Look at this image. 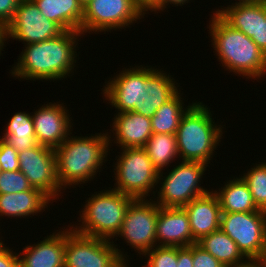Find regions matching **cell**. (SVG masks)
<instances>
[{
	"instance_id": "f35d334b",
	"label": "cell",
	"mask_w": 266,
	"mask_h": 267,
	"mask_svg": "<svg viewBox=\"0 0 266 267\" xmlns=\"http://www.w3.org/2000/svg\"><path fill=\"white\" fill-rule=\"evenodd\" d=\"M7 41L6 26L0 21V55L4 49V43Z\"/></svg>"
},
{
	"instance_id": "30bf717a",
	"label": "cell",
	"mask_w": 266,
	"mask_h": 267,
	"mask_svg": "<svg viewBox=\"0 0 266 267\" xmlns=\"http://www.w3.org/2000/svg\"><path fill=\"white\" fill-rule=\"evenodd\" d=\"M220 229L246 259H259L266 247V212H222Z\"/></svg>"
},
{
	"instance_id": "d590c367",
	"label": "cell",
	"mask_w": 266,
	"mask_h": 267,
	"mask_svg": "<svg viewBox=\"0 0 266 267\" xmlns=\"http://www.w3.org/2000/svg\"><path fill=\"white\" fill-rule=\"evenodd\" d=\"M18 258V253L5 246L0 251V267H14L18 264Z\"/></svg>"
},
{
	"instance_id": "7a4b0ae2",
	"label": "cell",
	"mask_w": 266,
	"mask_h": 267,
	"mask_svg": "<svg viewBox=\"0 0 266 267\" xmlns=\"http://www.w3.org/2000/svg\"><path fill=\"white\" fill-rule=\"evenodd\" d=\"M81 35L80 31L65 30L46 41L24 45L10 72L12 77L33 81L65 80L76 67L77 38H82Z\"/></svg>"
},
{
	"instance_id": "5b68a950",
	"label": "cell",
	"mask_w": 266,
	"mask_h": 267,
	"mask_svg": "<svg viewBox=\"0 0 266 267\" xmlns=\"http://www.w3.org/2000/svg\"><path fill=\"white\" fill-rule=\"evenodd\" d=\"M208 109L203 102L196 101L182 116L176 132L177 151L182 161L207 165L214 157V149L221 142L224 127L213 122Z\"/></svg>"
},
{
	"instance_id": "bcb514c9",
	"label": "cell",
	"mask_w": 266,
	"mask_h": 267,
	"mask_svg": "<svg viewBox=\"0 0 266 267\" xmlns=\"http://www.w3.org/2000/svg\"><path fill=\"white\" fill-rule=\"evenodd\" d=\"M14 267H22V266L18 263Z\"/></svg>"
},
{
	"instance_id": "4316f807",
	"label": "cell",
	"mask_w": 266,
	"mask_h": 267,
	"mask_svg": "<svg viewBox=\"0 0 266 267\" xmlns=\"http://www.w3.org/2000/svg\"><path fill=\"white\" fill-rule=\"evenodd\" d=\"M143 148L158 172L166 166L168 168L170 163L179 158L174 134L153 133Z\"/></svg>"
},
{
	"instance_id": "ee69618b",
	"label": "cell",
	"mask_w": 266,
	"mask_h": 267,
	"mask_svg": "<svg viewBox=\"0 0 266 267\" xmlns=\"http://www.w3.org/2000/svg\"><path fill=\"white\" fill-rule=\"evenodd\" d=\"M81 5L82 7H84L85 5H87V3H89L91 0H77Z\"/></svg>"
},
{
	"instance_id": "5bb4252c",
	"label": "cell",
	"mask_w": 266,
	"mask_h": 267,
	"mask_svg": "<svg viewBox=\"0 0 266 267\" xmlns=\"http://www.w3.org/2000/svg\"><path fill=\"white\" fill-rule=\"evenodd\" d=\"M63 30L41 14L33 0L20 1L13 19L6 26L7 40L23 41L24 45L42 42L61 34Z\"/></svg>"
},
{
	"instance_id": "7bdbcfd3",
	"label": "cell",
	"mask_w": 266,
	"mask_h": 267,
	"mask_svg": "<svg viewBox=\"0 0 266 267\" xmlns=\"http://www.w3.org/2000/svg\"><path fill=\"white\" fill-rule=\"evenodd\" d=\"M259 0H238V2L236 1L235 3L241 4V3H253V2H257Z\"/></svg>"
},
{
	"instance_id": "4dcf8cb0",
	"label": "cell",
	"mask_w": 266,
	"mask_h": 267,
	"mask_svg": "<svg viewBox=\"0 0 266 267\" xmlns=\"http://www.w3.org/2000/svg\"><path fill=\"white\" fill-rule=\"evenodd\" d=\"M18 152L0 138V166L1 171H17L20 168Z\"/></svg>"
},
{
	"instance_id": "8fae6325",
	"label": "cell",
	"mask_w": 266,
	"mask_h": 267,
	"mask_svg": "<svg viewBox=\"0 0 266 267\" xmlns=\"http://www.w3.org/2000/svg\"><path fill=\"white\" fill-rule=\"evenodd\" d=\"M142 17L144 15L133 0H91L83 7L82 34H105L106 31L111 32V29L130 27Z\"/></svg>"
},
{
	"instance_id": "8992f818",
	"label": "cell",
	"mask_w": 266,
	"mask_h": 267,
	"mask_svg": "<svg viewBox=\"0 0 266 267\" xmlns=\"http://www.w3.org/2000/svg\"><path fill=\"white\" fill-rule=\"evenodd\" d=\"M95 192L89 197L80 212V226L72 225L73 229L82 235L101 238L105 240L114 239L119 233L126 211L134 200L119 191L111 189ZM82 213V214H81ZM112 238V239H111Z\"/></svg>"
},
{
	"instance_id": "3957f363",
	"label": "cell",
	"mask_w": 266,
	"mask_h": 267,
	"mask_svg": "<svg viewBox=\"0 0 266 267\" xmlns=\"http://www.w3.org/2000/svg\"><path fill=\"white\" fill-rule=\"evenodd\" d=\"M69 136L55 149L57 178L64 190L93 180L107 160L113 141L111 132L109 135L106 132L89 137Z\"/></svg>"
},
{
	"instance_id": "603a6c76",
	"label": "cell",
	"mask_w": 266,
	"mask_h": 267,
	"mask_svg": "<svg viewBox=\"0 0 266 267\" xmlns=\"http://www.w3.org/2000/svg\"><path fill=\"white\" fill-rule=\"evenodd\" d=\"M219 190V192H218ZM214 193L218 197L222 212H254L259 211L247 183L242 177H234Z\"/></svg>"
},
{
	"instance_id": "44dd1931",
	"label": "cell",
	"mask_w": 266,
	"mask_h": 267,
	"mask_svg": "<svg viewBox=\"0 0 266 267\" xmlns=\"http://www.w3.org/2000/svg\"><path fill=\"white\" fill-rule=\"evenodd\" d=\"M42 15L55 22L63 31L82 33L83 7L77 0H33Z\"/></svg>"
},
{
	"instance_id": "ffe728a7",
	"label": "cell",
	"mask_w": 266,
	"mask_h": 267,
	"mask_svg": "<svg viewBox=\"0 0 266 267\" xmlns=\"http://www.w3.org/2000/svg\"><path fill=\"white\" fill-rule=\"evenodd\" d=\"M52 200L39 189L18 193L0 194V217H32L45 211Z\"/></svg>"
},
{
	"instance_id": "1f68e13d",
	"label": "cell",
	"mask_w": 266,
	"mask_h": 267,
	"mask_svg": "<svg viewBox=\"0 0 266 267\" xmlns=\"http://www.w3.org/2000/svg\"><path fill=\"white\" fill-rule=\"evenodd\" d=\"M193 267H226L197 243L193 244Z\"/></svg>"
},
{
	"instance_id": "2e32d148",
	"label": "cell",
	"mask_w": 266,
	"mask_h": 267,
	"mask_svg": "<svg viewBox=\"0 0 266 267\" xmlns=\"http://www.w3.org/2000/svg\"><path fill=\"white\" fill-rule=\"evenodd\" d=\"M156 242L158 246L176 247H187L197 243L193 239L189 217L183 207L159 206Z\"/></svg>"
},
{
	"instance_id": "ac0fdd59",
	"label": "cell",
	"mask_w": 266,
	"mask_h": 267,
	"mask_svg": "<svg viewBox=\"0 0 266 267\" xmlns=\"http://www.w3.org/2000/svg\"><path fill=\"white\" fill-rule=\"evenodd\" d=\"M23 249L18 253V263L22 267H64L65 227L63 231L54 232Z\"/></svg>"
},
{
	"instance_id": "d6a6232c",
	"label": "cell",
	"mask_w": 266,
	"mask_h": 267,
	"mask_svg": "<svg viewBox=\"0 0 266 267\" xmlns=\"http://www.w3.org/2000/svg\"><path fill=\"white\" fill-rule=\"evenodd\" d=\"M266 54V0H259L258 39H252Z\"/></svg>"
},
{
	"instance_id": "9a60e30c",
	"label": "cell",
	"mask_w": 266,
	"mask_h": 267,
	"mask_svg": "<svg viewBox=\"0 0 266 267\" xmlns=\"http://www.w3.org/2000/svg\"><path fill=\"white\" fill-rule=\"evenodd\" d=\"M37 110L32 114L36 142L55 150L68 138V135H72V117L69 116L63 103L50 102Z\"/></svg>"
},
{
	"instance_id": "e0dca14e",
	"label": "cell",
	"mask_w": 266,
	"mask_h": 267,
	"mask_svg": "<svg viewBox=\"0 0 266 267\" xmlns=\"http://www.w3.org/2000/svg\"><path fill=\"white\" fill-rule=\"evenodd\" d=\"M183 208L188 214L190 229L196 242L220 229L222 211L214 190L196 197Z\"/></svg>"
},
{
	"instance_id": "d6986e66",
	"label": "cell",
	"mask_w": 266,
	"mask_h": 267,
	"mask_svg": "<svg viewBox=\"0 0 266 267\" xmlns=\"http://www.w3.org/2000/svg\"><path fill=\"white\" fill-rule=\"evenodd\" d=\"M115 115L111 129L114 142L121 148H143L153 134L151 118L134 111Z\"/></svg>"
},
{
	"instance_id": "7402d4cb",
	"label": "cell",
	"mask_w": 266,
	"mask_h": 267,
	"mask_svg": "<svg viewBox=\"0 0 266 267\" xmlns=\"http://www.w3.org/2000/svg\"><path fill=\"white\" fill-rule=\"evenodd\" d=\"M218 9L216 13L231 28L239 30L251 39H258L259 1L253 3H232Z\"/></svg>"
},
{
	"instance_id": "f6af8a7d",
	"label": "cell",
	"mask_w": 266,
	"mask_h": 267,
	"mask_svg": "<svg viewBox=\"0 0 266 267\" xmlns=\"http://www.w3.org/2000/svg\"><path fill=\"white\" fill-rule=\"evenodd\" d=\"M1 239V238H0ZM3 241L0 240V251L5 247Z\"/></svg>"
},
{
	"instance_id": "277c9868",
	"label": "cell",
	"mask_w": 266,
	"mask_h": 267,
	"mask_svg": "<svg viewBox=\"0 0 266 267\" xmlns=\"http://www.w3.org/2000/svg\"><path fill=\"white\" fill-rule=\"evenodd\" d=\"M209 21V35L218 60L226 70L256 80L266 75V54L243 32L231 28L216 13Z\"/></svg>"
},
{
	"instance_id": "83f0119b",
	"label": "cell",
	"mask_w": 266,
	"mask_h": 267,
	"mask_svg": "<svg viewBox=\"0 0 266 267\" xmlns=\"http://www.w3.org/2000/svg\"><path fill=\"white\" fill-rule=\"evenodd\" d=\"M247 183L253 200L259 210L266 212V163L254 165L241 176Z\"/></svg>"
},
{
	"instance_id": "f546056e",
	"label": "cell",
	"mask_w": 266,
	"mask_h": 267,
	"mask_svg": "<svg viewBox=\"0 0 266 267\" xmlns=\"http://www.w3.org/2000/svg\"><path fill=\"white\" fill-rule=\"evenodd\" d=\"M28 179L20 171H1L0 194L18 193L33 190Z\"/></svg>"
},
{
	"instance_id": "836d02e7",
	"label": "cell",
	"mask_w": 266,
	"mask_h": 267,
	"mask_svg": "<svg viewBox=\"0 0 266 267\" xmlns=\"http://www.w3.org/2000/svg\"><path fill=\"white\" fill-rule=\"evenodd\" d=\"M20 0H0V21L7 26L13 19Z\"/></svg>"
},
{
	"instance_id": "ab89813d",
	"label": "cell",
	"mask_w": 266,
	"mask_h": 267,
	"mask_svg": "<svg viewBox=\"0 0 266 267\" xmlns=\"http://www.w3.org/2000/svg\"><path fill=\"white\" fill-rule=\"evenodd\" d=\"M235 267H263V265L258 259H247L244 263Z\"/></svg>"
},
{
	"instance_id": "52a82bcc",
	"label": "cell",
	"mask_w": 266,
	"mask_h": 267,
	"mask_svg": "<svg viewBox=\"0 0 266 267\" xmlns=\"http://www.w3.org/2000/svg\"><path fill=\"white\" fill-rule=\"evenodd\" d=\"M121 152L115 159L116 183L112 189L134 199H145L151 192L155 195L159 172L144 148H121Z\"/></svg>"
},
{
	"instance_id": "60d3db41",
	"label": "cell",
	"mask_w": 266,
	"mask_h": 267,
	"mask_svg": "<svg viewBox=\"0 0 266 267\" xmlns=\"http://www.w3.org/2000/svg\"><path fill=\"white\" fill-rule=\"evenodd\" d=\"M258 260L261 262L263 267H266V247L263 249L262 254Z\"/></svg>"
},
{
	"instance_id": "f1b7e54d",
	"label": "cell",
	"mask_w": 266,
	"mask_h": 267,
	"mask_svg": "<svg viewBox=\"0 0 266 267\" xmlns=\"http://www.w3.org/2000/svg\"><path fill=\"white\" fill-rule=\"evenodd\" d=\"M147 255V256H146ZM147 264L143 267H177L176 246H156L143 254Z\"/></svg>"
},
{
	"instance_id": "d4e9b609",
	"label": "cell",
	"mask_w": 266,
	"mask_h": 267,
	"mask_svg": "<svg viewBox=\"0 0 266 267\" xmlns=\"http://www.w3.org/2000/svg\"><path fill=\"white\" fill-rule=\"evenodd\" d=\"M179 91L180 89L157 109L155 114L151 117L153 133L176 135L182 116L194 104V102H192L191 105L184 108V102L181 100L183 98Z\"/></svg>"
},
{
	"instance_id": "8d00e7d4",
	"label": "cell",
	"mask_w": 266,
	"mask_h": 267,
	"mask_svg": "<svg viewBox=\"0 0 266 267\" xmlns=\"http://www.w3.org/2000/svg\"><path fill=\"white\" fill-rule=\"evenodd\" d=\"M133 2L143 15L147 14L148 10L155 13L160 11V0H133Z\"/></svg>"
},
{
	"instance_id": "4fadbf2b",
	"label": "cell",
	"mask_w": 266,
	"mask_h": 267,
	"mask_svg": "<svg viewBox=\"0 0 266 267\" xmlns=\"http://www.w3.org/2000/svg\"><path fill=\"white\" fill-rule=\"evenodd\" d=\"M19 170L28 179L30 185L42 191L52 201L62 193L56 168L55 150L39 144L18 154ZM60 193V194H59Z\"/></svg>"
},
{
	"instance_id": "ba28073f",
	"label": "cell",
	"mask_w": 266,
	"mask_h": 267,
	"mask_svg": "<svg viewBox=\"0 0 266 267\" xmlns=\"http://www.w3.org/2000/svg\"><path fill=\"white\" fill-rule=\"evenodd\" d=\"M203 162L181 161L172 168L168 175L159 172L157 183H160L156 204L160 207H184L190 201L210 191L200 186L206 168ZM163 177V178H161Z\"/></svg>"
},
{
	"instance_id": "6da1fadb",
	"label": "cell",
	"mask_w": 266,
	"mask_h": 267,
	"mask_svg": "<svg viewBox=\"0 0 266 267\" xmlns=\"http://www.w3.org/2000/svg\"><path fill=\"white\" fill-rule=\"evenodd\" d=\"M124 69L102 90L117 113L134 111L151 118L178 91V83L163 70L143 65Z\"/></svg>"
},
{
	"instance_id": "cb8c5ba5",
	"label": "cell",
	"mask_w": 266,
	"mask_h": 267,
	"mask_svg": "<svg viewBox=\"0 0 266 267\" xmlns=\"http://www.w3.org/2000/svg\"><path fill=\"white\" fill-rule=\"evenodd\" d=\"M197 244L226 267H235L247 260L237 244L221 229L204 236Z\"/></svg>"
},
{
	"instance_id": "484cf974",
	"label": "cell",
	"mask_w": 266,
	"mask_h": 267,
	"mask_svg": "<svg viewBox=\"0 0 266 267\" xmlns=\"http://www.w3.org/2000/svg\"><path fill=\"white\" fill-rule=\"evenodd\" d=\"M7 124L1 139L11 145L18 153L37 144L32 114L17 112Z\"/></svg>"
},
{
	"instance_id": "e575fe53",
	"label": "cell",
	"mask_w": 266,
	"mask_h": 267,
	"mask_svg": "<svg viewBox=\"0 0 266 267\" xmlns=\"http://www.w3.org/2000/svg\"><path fill=\"white\" fill-rule=\"evenodd\" d=\"M177 267H193V244L177 247Z\"/></svg>"
},
{
	"instance_id": "7c38bea8",
	"label": "cell",
	"mask_w": 266,
	"mask_h": 267,
	"mask_svg": "<svg viewBox=\"0 0 266 267\" xmlns=\"http://www.w3.org/2000/svg\"><path fill=\"white\" fill-rule=\"evenodd\" d=\"M159 206L155 199H134L129 205L121 229V237L140 255L157 246L156 222Z\"/></svg>"
},
{
	"instance_id": "74e56055",
	"label": "cell",
	"mask_w": 266,
	"mask_h": 267,
	"mask_svg": "<svg viewBox=\"0 0 266 267\" xmlns=\"http://www.w3.org/2000/svg\"><path fill=\"white\" fill-rule=\"evenodd\" d=\"M191 0H160V11H164L165 8H167L166 6H168L169 4H173L176 5V7L179 6H183L186 3H189Z\"/></svg>"
},
{
	"instance_id": "b9f144b4",
	"label": "cell",
	"mask_w": 266,
	"mask_h": 267,
	"mask_svg": "<svg viewBox=\"0 0 266 267\" xmlns=\"http://www.w3.org/2000/svg\"><path fill=\"white\" fill-rule=\"evenodd\" d=\"M128 261H129L128 259L127 260H122L116 267H128L129 266V264H128L129 262ZM129 267H131V266H129Z\"/></svg>"
},
{
	"instance_id": "9c48e42d",
	"label": "cell",
	"mask_w": 266,
	"mask_h": 267,
	"mask_svg": "<svg viewBox=\"0 0 266 267\" xmlns=\"http://www.w3.org/2000/svg\"><path fill=\"white\" fill-rule=\"evenodd\" d=\"M69 228L65 230L64 267H116L127 259V253L124 255L113 240L82 235Z\"/></svg>"
}]
</instances>
